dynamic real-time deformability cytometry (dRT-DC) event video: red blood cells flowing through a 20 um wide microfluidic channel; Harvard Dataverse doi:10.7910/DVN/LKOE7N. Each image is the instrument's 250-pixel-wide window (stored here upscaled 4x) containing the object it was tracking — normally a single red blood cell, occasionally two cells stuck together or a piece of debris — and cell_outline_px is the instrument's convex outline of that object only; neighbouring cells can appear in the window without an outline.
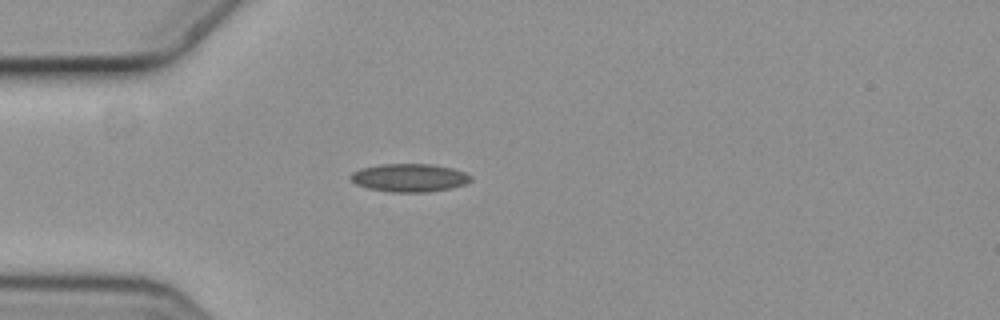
{"species": "common noctule bat (a hibernating species)", "species_latin": "Nyctalus noctula", "temperature_condition": "cold", "stored_images_in_passage": 2, "camera_frame_rate_fps": 3000, "um_per_image_px": 0.085, "animal": {"sex": "female", "body_mass_g": 19.3, "forearm_length_mm": 54.1}, "frame": {"image": 1, "passage_image": 1, "time_ms": 0.0, "image_size_px": [1000, 320], "cell_outline_px": [[472, 180], [464, 184], [452, 188], [428, 192], [392, 192], [368, 188], [356, 184], [348, 176], [352, 172], [360, 168], [380, 164], [432, 164], [452, 168], [464, 172], [472, 176]], "centroid_in_image_um": [34.79, 15.1], "position_along_channel_um": 50.2, "area_um2": 19.77}}